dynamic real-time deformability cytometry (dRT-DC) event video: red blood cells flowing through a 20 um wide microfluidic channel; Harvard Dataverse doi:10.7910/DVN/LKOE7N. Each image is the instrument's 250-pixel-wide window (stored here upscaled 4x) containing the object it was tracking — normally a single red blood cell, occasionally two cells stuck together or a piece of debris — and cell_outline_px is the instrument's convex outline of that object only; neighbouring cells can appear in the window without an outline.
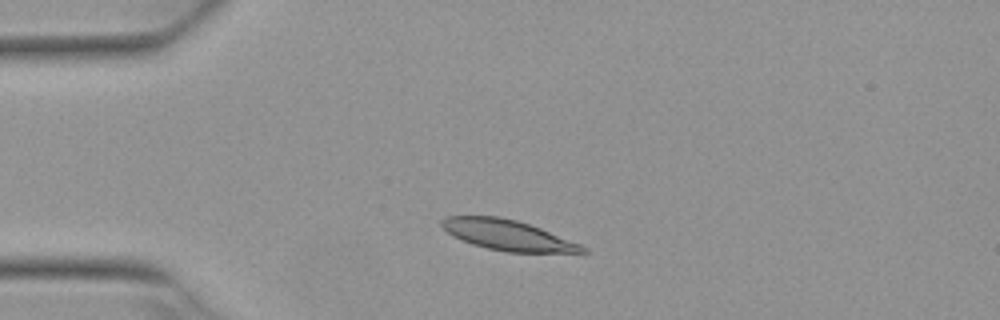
{"species": "Egyptian fruit bat (a non-hibernating species)", "species_latin": "Rousettus aegyptiacus", "temperature_condition": "warm", "stored_images_in_passage": 2, "camera_frame_rate_fps": 3000, "um_per_image_px": 0.085, "animal": {"sex": "female"}, "frame": {"image": 1, "passage_image": 1, "time_ms": 0.0, "image_size_px": [1000, 320], "cell_outline_px": [[588, 252], [508, 252], [488, 248], [472, 244], [460, 240], [452, 236], [440, 224], [440, 220], [448, 216], [500, 216], [516, 220], [540, 228], [580, 244], [588, 248]], "centroid_in_image_um": [43.12, 19.98], "position_along_channel_um": 41.9, "area_um2": 24.68}}